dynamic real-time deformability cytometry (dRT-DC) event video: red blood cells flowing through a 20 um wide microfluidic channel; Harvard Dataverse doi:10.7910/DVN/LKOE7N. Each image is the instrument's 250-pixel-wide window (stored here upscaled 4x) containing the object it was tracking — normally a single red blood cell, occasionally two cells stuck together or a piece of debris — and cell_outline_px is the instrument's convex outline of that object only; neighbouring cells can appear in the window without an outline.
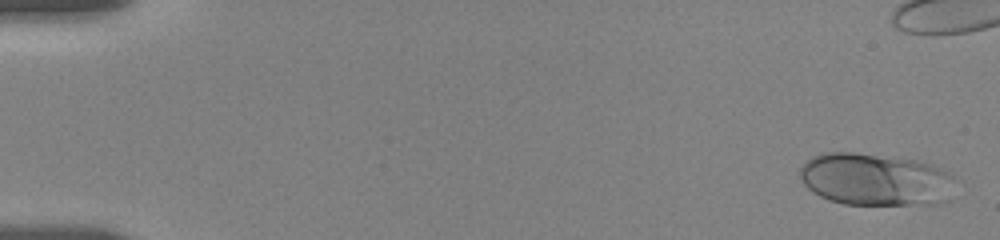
{"species": "human", "species_latin": "Homo sapiens", "temperature_condition": "room temperature", "stored_images_in_passage": 46, "camera_frame_rate_fps": 3000, "um_per_image_px": 0.085, "donor": {"sex": "female"}, "frame": {"image": 1, "passage_image": 2, "time_ms": 0.333, "image_size_px": [1000, 240], "cell_outline_px": [[952, 176], [948, 200], [940, 204], [844, 204], [828, 200], [812, 192], [804, 184], [800, 176], [800, 168], [812, 156], [824, 152], [852, 152], [916, 160], [932, 164], [952, 172]], "centroid_in_image_um": [74.39, 15.25], "position_along_channel_um": 10.6, "area_um2": 47.4}}
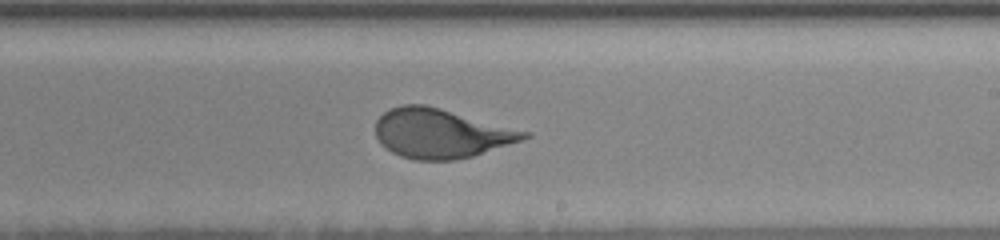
{"frame": {"image": 2, "passage_image": 34, "time_ms": 11.0, "image_size_px": [1000, 240], "cell_outline_px": [[532, 136], [472, 156], [456, 160], [412, 160], [400, 156], [392, 152], [380, 144], [376, 136], [376, 120], [384, 112], [392, 108], [404, 104], [424, 104], [440, 108], [532, 132]], "centroid_in_image_um": [37.46, 11.34], "position_along_channel_um": 251.5, "area_um2": 42.6}}
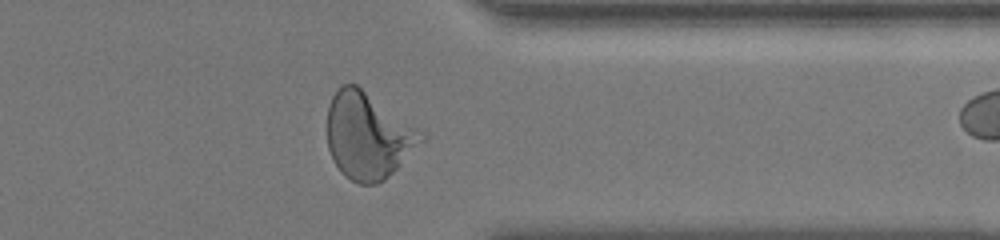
{"frame": {"image": 3, "passage_image": 45, "time_ms": 14.667, "image_size_px": [1000, 240], "cell_outline_px": [[428, 136], [384, 180], [376, 184], [360, 184], [344, 176], [340, 172], [332, 160], [328, 148], [328, 104], [332, 96], [340, 84], [356, 84]], "centroid_in_image_um": [31.25, 11.54], "position_along_channel_um": 380.2, "area_um2": 46.88}}